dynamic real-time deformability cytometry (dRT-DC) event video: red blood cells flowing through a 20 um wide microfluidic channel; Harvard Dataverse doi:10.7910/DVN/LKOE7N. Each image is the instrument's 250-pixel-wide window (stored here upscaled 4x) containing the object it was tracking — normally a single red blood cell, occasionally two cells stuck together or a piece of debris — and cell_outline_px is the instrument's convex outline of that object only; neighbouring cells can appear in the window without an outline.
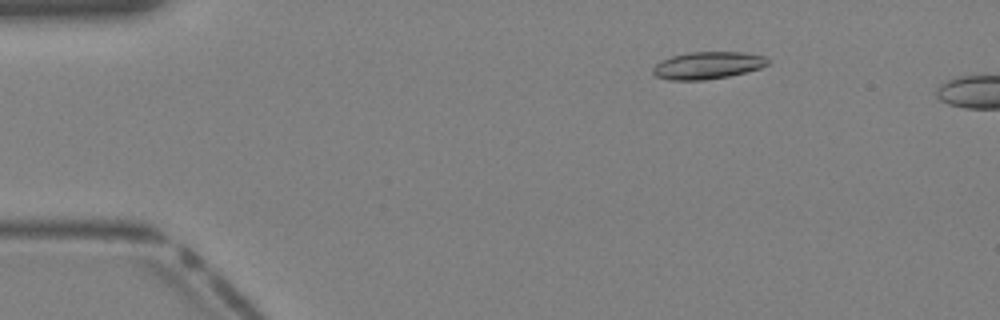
{"species": "Egyptian fruit bat (a non-hibernating species)", "species_latin": "Rousettus aegyptiacus", "temperature_condition": "warm", "stored_images_in_passage": 4, "camera_frame_rate_fps": 3000, "um_per_image_px": 0.085, "animal": {"sex": "female"}, "frame": {"image": 1, "passage_image": 1, "time_ms": 0.0, "image_size_px": [1000, 320], "cell_outline_px": [[768, 64], [760, 68], [728, 76], [704, 80], [668, 80], [656, 76], [652, 72], [652, 68], [660, 60], [672, 56], [688, 52], [744, 52], [764, 56], [768, 60]], "centroid_in_image_um": [60.11, 5.55], "position_along_channel_um": 24.9, "area_um2": 18.21}}